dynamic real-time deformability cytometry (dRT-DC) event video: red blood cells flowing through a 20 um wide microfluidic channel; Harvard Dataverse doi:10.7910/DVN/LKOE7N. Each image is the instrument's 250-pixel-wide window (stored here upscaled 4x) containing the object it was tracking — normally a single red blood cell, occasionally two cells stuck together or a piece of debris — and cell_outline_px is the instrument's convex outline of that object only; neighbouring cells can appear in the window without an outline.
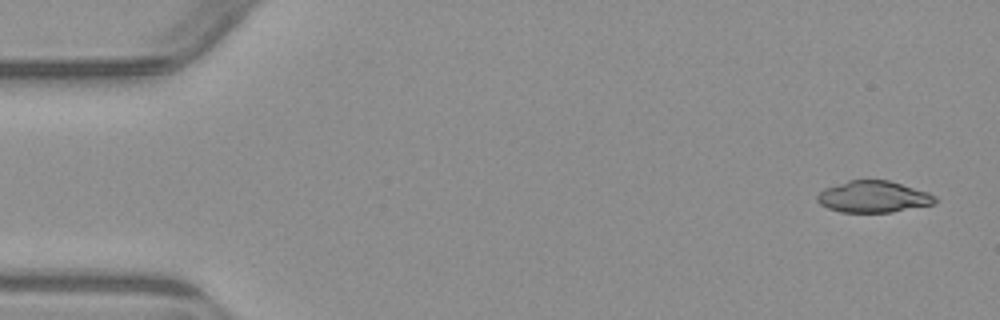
{"species": "common noctule bat (a hibernating species)", "species_latin": "Nyctalus noctula", "temperature_condition": "warm", "stored_images_in_passage": 6, "segment_of_instrument_passage": [1, 2], "camera_frame_rate_fps": 3000, "um_per_image_px": 0.085, "animal": {"sex": "male", "body_mass_g": 23.1, "forearm_length_mm": 52.7}, "frame": {"image": 1, "passage_image": 1, "time_ms": 0.0, "image_size_px": [1000, 320], "cell_outline_px": [[936, 200], [932, 204], [892, 212], [840, 212], [828, 208], [820, 204], [816, 200], [816, 196], [824, 188], [848, 180], [888, 180], [928, 192], [936, 196]], "centroid_in_image_um": [74.2, 16.72], "position_along_channel_um": 10.8, "area_um2": 21.56}}